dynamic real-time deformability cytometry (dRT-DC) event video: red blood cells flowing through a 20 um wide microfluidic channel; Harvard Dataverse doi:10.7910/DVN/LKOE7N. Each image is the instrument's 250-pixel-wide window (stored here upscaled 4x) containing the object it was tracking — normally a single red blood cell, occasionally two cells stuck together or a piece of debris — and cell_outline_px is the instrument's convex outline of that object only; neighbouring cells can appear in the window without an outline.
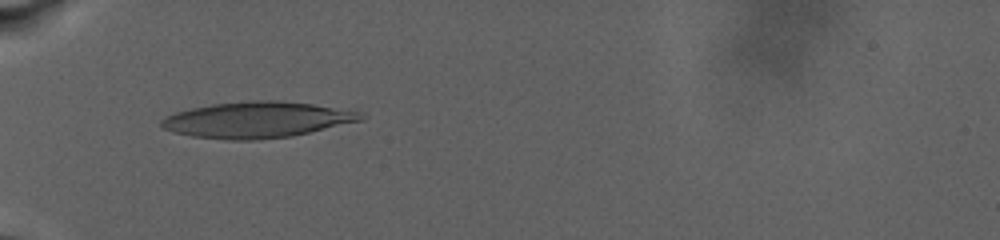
{"species": "human", "species_latin": "Homo sapiens", "temperature_condition": "warm", "stored_images_in_passage": 60, "camera_frame_rate_fps": 3000, "um_per_image_px": 0.085, "donor": {"sex": "male"}, "frame": {"image": 1, "passage_image": 37, "time_ms": 10.667, "image_size_px": [1000, 240], "cell_outline_px": [[368, 116], [364, 120], [292, 136], [252, 140], [228, 140], [192, 136], [176, 132], [164, 128], [160, 124], [160, 120], [176, 112], [192, 108], [212, 104], [252, 100], [280, 100], [312, 104], [360, 112]], "centroid_in_image_um": [21.88, 10.18], "position_along_channel_um": 63.1, "area_um2": 41.67}}
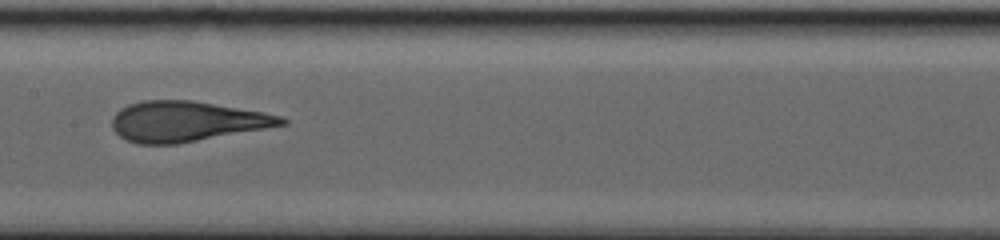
{"frame": {"image": 2, "passage_image": 46, "time_ms": 16.333, "image_size_px": [1000, 240], "cell_outline_px": [[288, 124], [176, 144], [136, 144], [120, 136], [112, 128], [112, 120], [116, 112], [120, 108], [128, 104], [144, 100], [192, 100], [260, 112], [280, 116], [288, 120]], "centroid_in_image_um": [15.81, 10.32], "position_along_channel_um": 191.6, "area_um2": 39.36}}
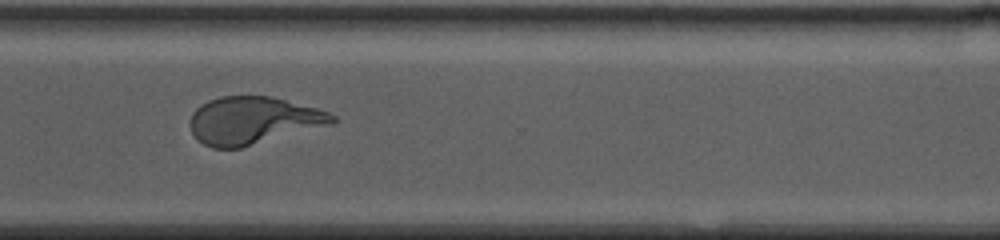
{"frame": {"image": 3, "passage_image": 59, "time_ms": 22.667, "image_size_px": [1000, 240], "cell_outline_px": [[336, 120], [332, 124], [240, 148], [212, 148], [204, 144], [192, 132], [188, 124], [192, 112], [200, 104], [208, 100], [220, 96], [272, 96], [316, 108], [328, 112], [336, 116]], "centroid_in_image_um": [21.48, 10.23], "position_along_channel_um": 349.1, "area_um2": 39.3}}